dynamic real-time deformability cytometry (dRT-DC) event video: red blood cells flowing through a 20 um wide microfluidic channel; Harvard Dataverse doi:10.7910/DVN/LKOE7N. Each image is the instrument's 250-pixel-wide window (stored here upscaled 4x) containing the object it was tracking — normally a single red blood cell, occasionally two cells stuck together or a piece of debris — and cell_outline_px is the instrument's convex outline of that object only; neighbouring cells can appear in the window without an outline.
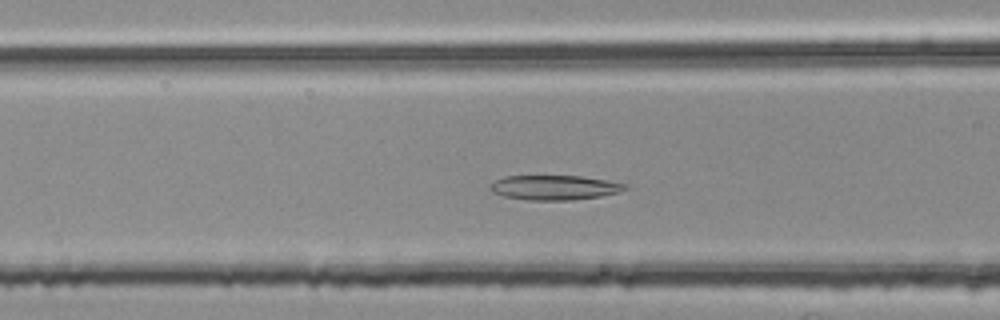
{"species": "common noctule bat (a hibernating species)", "species_latin": "Nyctalus noctula", "temperature_condition": "room temperature", "stored_images_in_passage": 46, "segment_of_instrument_passage": [2, 2], "camera_frame_rate_fps": 3000, "um_per_image_px": 0.085, "animal": {"sex": "female", "body_mass_g": 25.1}, "frame": {"image": 1, "passage_image": 17, "time_ms": 5.333, "image_size_px": [1000, 320], "cell_outline_px": [[628, 188], [620, 192], [600, 196], [572, 200], [528, 200], [504, 196], [492, 192], [488, 188], [488, 184], [504, 176], [580, 176], [628, 184]], "centroid_in_image_um": [47.1, 15.94], "position_along_channel_um": 119.5, "area_um2": 19.42}}
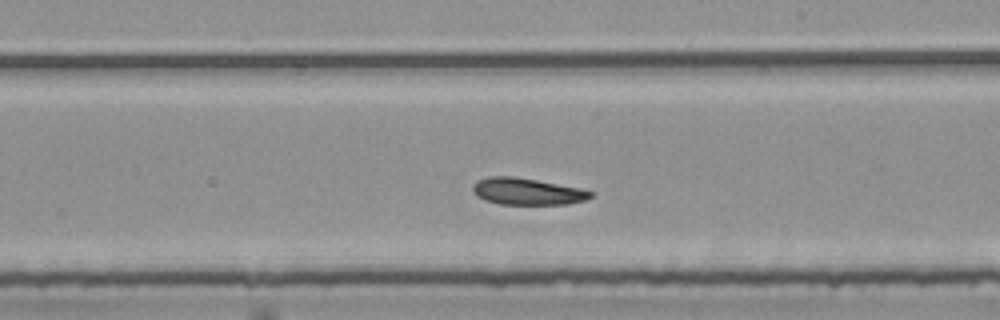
{"frame": {"image": 2, "passage_image": 27, "time_ms": 8.667, "image_size_px": [1000, 320], "cell_outline_px": [[592, 196], [584, 200], [568, 204], [500, 204], [484, 200], [476, 196], [472, 188], [472, 184], [476, 180], [488, 176], [512, 176], [536, 180], [580, 188], [592, 192]], "centroid_in_image_um": [44.74, 16.27], "position_along_channel_um": 244.3, "area_um2": 18.32}}
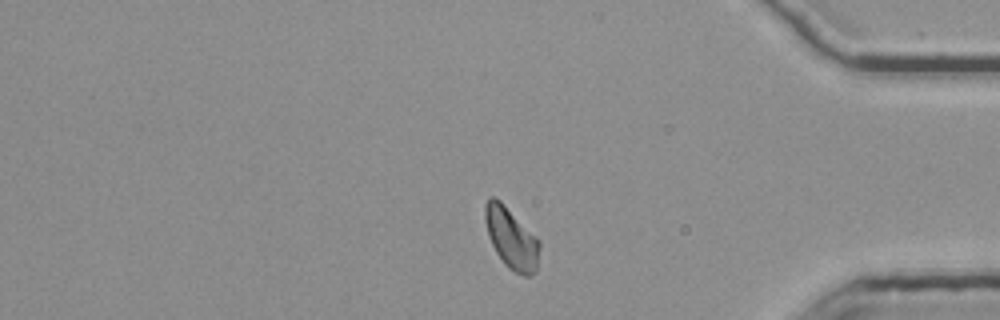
{"frame": {"image": 3, "passage_image": 41, "time_ms": 13.333, "image_size_px": [1000, 320], "cell_outline_px": [[540, 248], [536, 272], [532, 276], [524, 276], [508, 268], [504, 264], [496, 252], [488, 236], [484, 220], [484, 208], [488, 196], [492, 196], [500, 200], [540, 240]], "centroid_in_image_um": [43.46, 20.25], "position_along_channel_um": 391.7, "area_um2": 19.59}}